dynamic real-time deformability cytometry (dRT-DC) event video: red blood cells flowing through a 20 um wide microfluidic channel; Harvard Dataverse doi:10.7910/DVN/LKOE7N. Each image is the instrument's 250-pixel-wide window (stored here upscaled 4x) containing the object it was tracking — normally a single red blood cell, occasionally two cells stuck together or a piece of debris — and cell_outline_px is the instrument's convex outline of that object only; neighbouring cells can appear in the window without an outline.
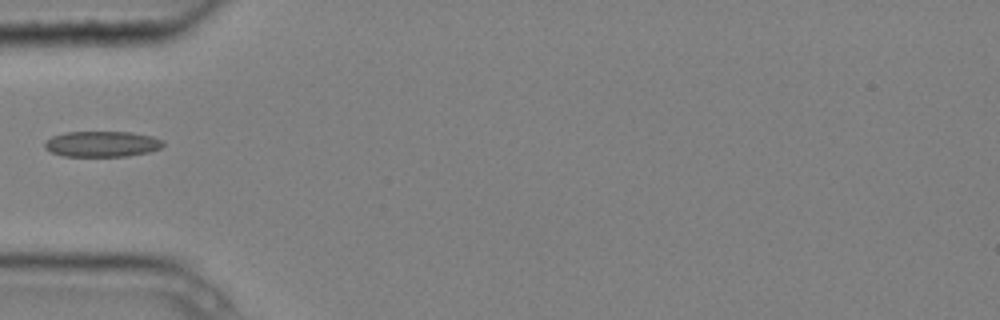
{"species": "common noctule bat (a hibernating species)", "species_latin": "Nyctalus noctula", "temperature_condition": "cold", "stored_images_in_passage": 6, "camera_frame_rate_fps": 3000, "um_per_image_px": 0.085, "animal": {"sex": "male", "body_mass_g": 20.4}, "frame": {"image": 1, "passage_image": 5, "time_ms": 1.333, "image_size_px": [1000, 320], "cell_outline_px": [[164, 144], [160, 148], [148, 152], [128, 156], [64, 156], [52, 152], [44, 148], [44, 140], [52, 136], [64, 132], [132, 132], [152, 136], [164, 140]], "centroid_in_image_um": [8.66, 12.23], "position_along_channel_um": 76.3, "area_um2": 17.86}}
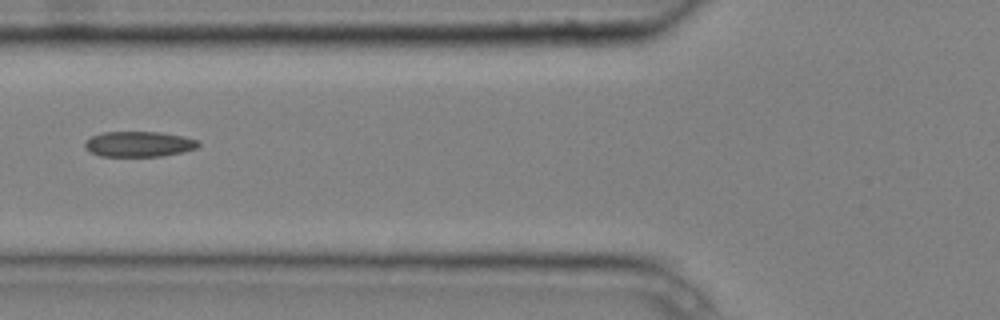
{"frame": {"image": 2, "passage_image": 6, "time_ms": 1.667, "image_size_px": [1000, 320], "cell_outline_px": [[200, 144], [196, 148], [184, 152], [160, 156], [100, 156], [84, 148], [84, 140], [92, 136], [104, 132], [160, 132], [184, 136], [200, 140]], "centroid_in_image_um": [11.82, 12.24], "position_along_channel_um": 114.0, "area_um2": 16.94}}